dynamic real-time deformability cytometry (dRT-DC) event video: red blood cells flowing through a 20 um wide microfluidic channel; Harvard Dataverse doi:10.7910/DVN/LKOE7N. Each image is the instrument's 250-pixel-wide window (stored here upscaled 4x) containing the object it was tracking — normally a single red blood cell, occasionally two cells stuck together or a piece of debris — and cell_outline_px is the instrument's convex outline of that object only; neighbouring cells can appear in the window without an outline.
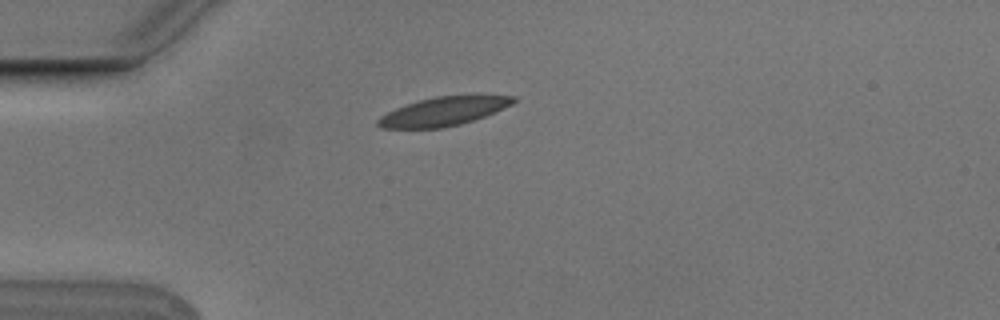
{"species": "Egyptian fruit bat (a non-hibernating species)", "species_latin": "Rousettus aegyptiacus", "temperature_condition": "cold", "stored_images_in_passage": 6, "camera_frame_rate_fps": 3000, "um_per_image_px": 0.085, "animal": {"sex": "male"}, "frame": {"image": 1, "passage_image": 6, "time_ms": 1.667, "image_size_px": [1000, 320], "cell_outline_px": [[520, 100], [512, 104], [484, 116], [460, 124], [440, 128], [380, 128], [376, 124], [376, 120], [380, 116], [396, 108], [420, 100], [436, 96], [476, 92], [480, 92], [516, 96]], "centroid_in_image_um": [37.82, 9.4], "position_along_channel_um": 47.2, "area_um2": 23.47}}